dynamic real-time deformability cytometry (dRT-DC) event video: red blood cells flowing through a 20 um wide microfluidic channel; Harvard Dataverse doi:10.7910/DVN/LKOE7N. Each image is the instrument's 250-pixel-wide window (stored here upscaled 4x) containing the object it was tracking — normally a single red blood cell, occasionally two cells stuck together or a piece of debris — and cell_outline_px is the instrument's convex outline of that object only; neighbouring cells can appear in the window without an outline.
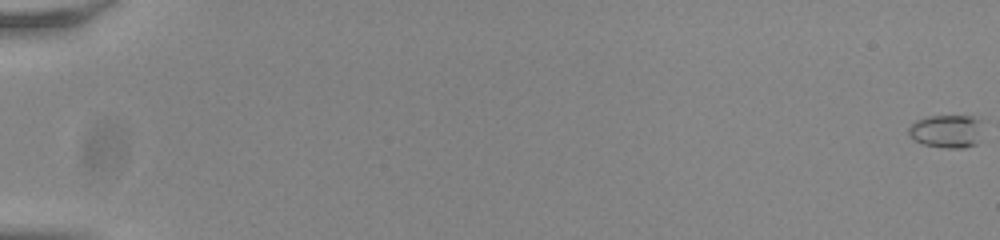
{"species": "common noctule bat (a hibernating species)", "species_latin": "Nyctalus noctula", "temperature_condition": "room temperature", "stored_images_in_passage": 58, "camera_frame_rate_fps": 3000, "um_per_image_px": 0.085, "animal": {"sex": "male", "body_mass_g": 20.0, "forearm_length_mm": 53.3}, "frame": {"image": 1, "passage_image": 1, "time_ms": 0.0, "image_size_px": [1000, 240], "cell_outline_px": [[980, 140], [976, 144], [964, 148], [944, 148], [924, 144], [908, 136], [908, 128], [916, 120], [924, 116], [972, 116], [980, 120]], "centroid_in_image_um": [80.44, 11.15], "position_along_channel_um": 4.6, "area_um2": 14.39}}
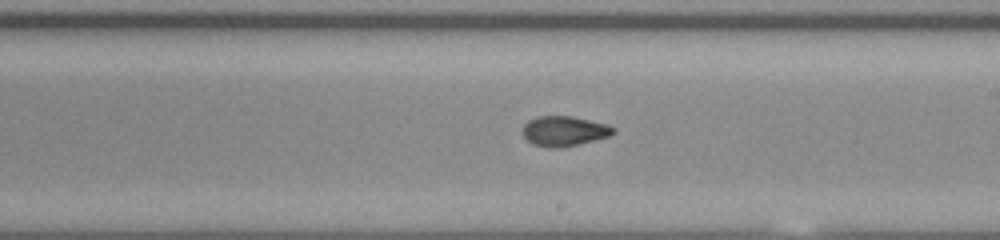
{"frame": {"image": 2, "passage_image": 36, "time_ms": 11.667, "image_size_px": [1000, 240], "cell_outline_px": [[616, 132], [608, 136], [560, 148], [552, 148], [532, 144], [520, 132], [524, 124], [528, 120], [536, 116], [572, 116], [608, 124], [616, 128]], "centroid_in_image_um": [47.92, 11.12], "position_along_channel_um": 241.1, "area_um2": 15.9}}
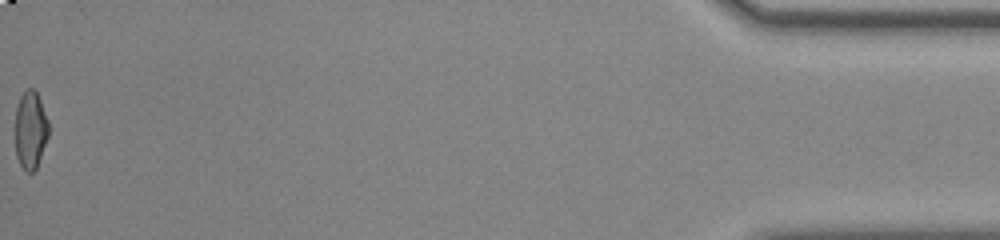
{"frame": {"image": 3, "passage_image": 58, "time_ms": 19.0, "image_size_px": [1000, 240], "cell_outline_px": [[48, 136], [36, 168], [32, 172], [28, 172], [20, 164], [16, 156], [16, 104], [20, 96], [28, 88], [32, 88], [36, 92], [40, 100], [48, 120]], "centroid_in_image_um": [2.58, 11.02], "position_along_channel_um": 432.6, "area_um2": 14.91}, "authors_computed_cell_mechanics": {"area_um2": 15.4037, "velocity_mm_per_s": 3.8153, "shape_relaxation_time_tau1_ms": 9.4933, "shape_relaxation_time_tau2_ms": 1.4313, "deformation_change_tau1": 0.2649, "deformation_change_tau2": 0.0524}}